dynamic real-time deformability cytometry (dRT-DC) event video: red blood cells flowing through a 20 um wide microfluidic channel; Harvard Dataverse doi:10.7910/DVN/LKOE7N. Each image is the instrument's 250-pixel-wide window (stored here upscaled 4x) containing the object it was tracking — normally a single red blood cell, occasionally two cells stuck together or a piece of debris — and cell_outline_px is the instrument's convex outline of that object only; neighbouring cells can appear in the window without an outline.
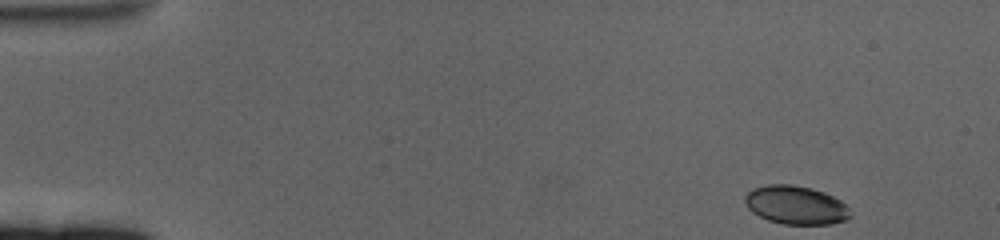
{"species": "human", "species_latin": "Homo sapiens", "temperature_condition": "cold", "stored_images_in_passage": 56, "camera_frame_rate_fps": 3000, "um_per_image_px": 0.085, "donor": {"sex": "female"}, "frame": {"image": 1, "passage_image": 1, "time_ms": 0.0, "image_size_px": [1000, 240], "cell_outline_px": [[852, 216], [844, 220], [832, 224], [784, 224], [768, 220], [752, 212], [748, 208], [744, 200], [744, 196], [752, 188], [768, 184], [792, 184], [812, 188], [824, 192], [840, 200], [852, 212]], "centroid_in_image_um": [67.64, 17.42], "position_along_channel_um": 17.4, "area_um2": 23.76}}
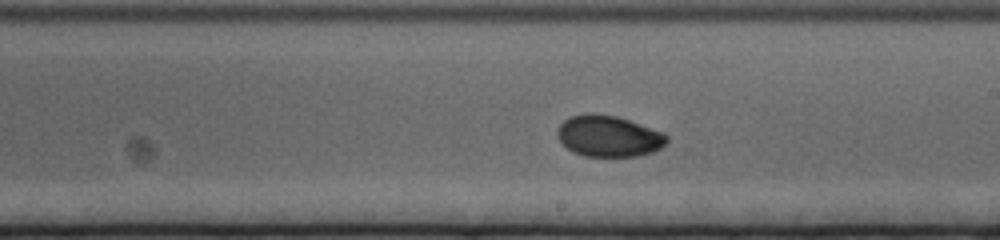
{"frame": {"image": 2, "passage_image": 31, "time_ms": 10.0, "image_size_px": [1000, 240], "cell_outline_px": [[668, 140], [660, 148], [652, 152], [636, 156], [584, 156], [572, 152], [560, 140], [556, 132], [560, 124], [564, 120], [572, 116], [588, 112], [592, 112], [616, 116], [664, 132], [668, 136]], "centroid_in_image_um": [51.73, 11.56], "position_along_channel_um": 237.3, "area_um2": 26.24}}
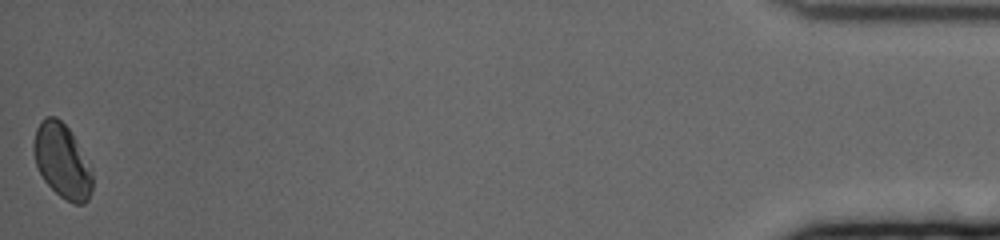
{"frame": {"image": 3, "passage_image": 56, "time_ms": 18.333, "image_size_px": [1000, 240], "cell_outline_px": [[92, 192], [88, 200], [84, 204], [72, 204], [60, 196], [44, 180], [36, 164], [32, 148], [32, 144], [36, 128], [40, 120], [44, 116], [56, 116], [68, 128], [76, 140], [92, 172]], "centroid_in_image_um": [5.26, 13.68], "position_along_channel_um": 429.9, "area_um2": 25.37}, "authors_computed_cell_mechanics": {"area_um2": 25.4031, "velocity_mm_per_s": 3.3583, "shape_relaxation_time_tau1_ms": 4.4616, "shape_relaxation_time_tau2_ms": 2.3146, "deformation_change_tau1": 0.0991, "deformation_change_tau2": 0.0384}}